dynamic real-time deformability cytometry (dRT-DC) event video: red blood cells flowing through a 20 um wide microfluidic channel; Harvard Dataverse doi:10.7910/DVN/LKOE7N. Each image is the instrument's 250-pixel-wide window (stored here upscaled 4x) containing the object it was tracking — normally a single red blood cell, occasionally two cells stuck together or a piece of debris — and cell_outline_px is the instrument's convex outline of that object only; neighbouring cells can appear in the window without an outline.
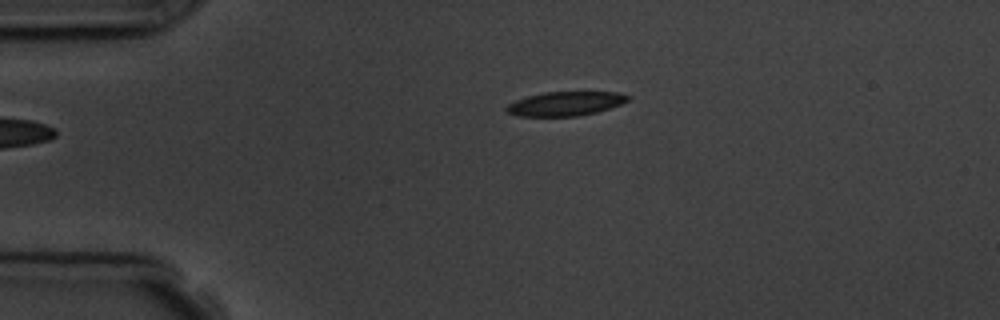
{"species": "common noctule bat (a hibernating species)", "species_latin": "Nyctalus noctula", "temperature_condition": "room temperature", "stored_images_in_passage": 6, "segment_of_instrument_passage": [2, 2], "camera_frame_rate_fps": 3000, "um_per_image_px": 0.085, "animal": {"sex": "male", "body_mass_g": 19.5, "forearm_length_mm": 54.6}, "frame": {"image": 1, "passage_image": 6, "time_ms": 5.667, "image_size_px": [1000, 320], "cell_outline_px": [[632, 96], [628, 100], [620, 104], [596, 112], [576, 116], [516, 116], [504, 112], [504, 108], [508, 104], [516, 100], [528, 96], [544, 92], [620, 92]], "centroid_in_image_um": [48.02, 8.81], "position_along_channel_um": 37.0, "area_um2": 17.11}}